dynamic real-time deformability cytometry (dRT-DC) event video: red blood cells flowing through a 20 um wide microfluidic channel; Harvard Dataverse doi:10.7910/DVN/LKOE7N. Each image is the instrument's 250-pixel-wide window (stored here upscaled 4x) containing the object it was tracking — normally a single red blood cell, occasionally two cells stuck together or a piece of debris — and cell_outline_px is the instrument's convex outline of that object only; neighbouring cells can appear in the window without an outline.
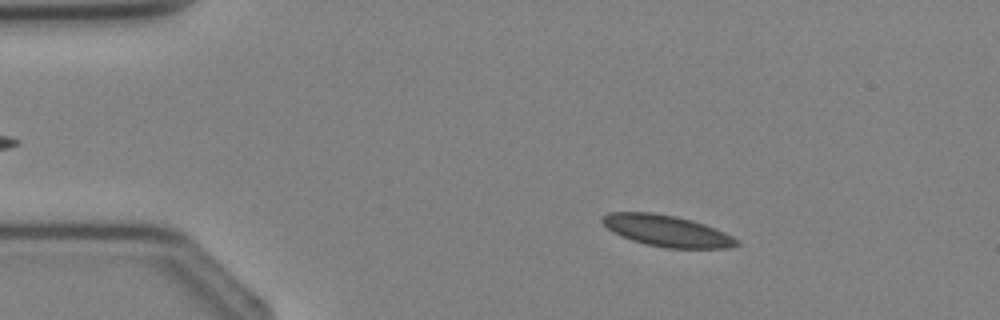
{"species": "Egyptian fruit bat (a non-hibernating species)", "species_latin": "Rousettus aegyptiacus", "temperature_condition": "cold", "stored_images_in_passage": 2, "camera_frame_rate_fps": 3000, "um_per_image_px": 0.085, "animal": {"sex": "female"}, "frame": {"image": 1, "passage_image": 1, "time_ms": 0.0, "image_size_px": [1000, 320], "cell_outline_px": [[740, 244], [728, 248], [664, 248], [632, 240], [608, 228], [600, 220], [608, 212], [652, 212], [676, 216], [692, 220], [704, 224], [724, 232], [740, 240]], "centroid_in_image_um": [56.72, 19.62], "position_along_channel_um": 28.3, "area_um2": 24.28}}